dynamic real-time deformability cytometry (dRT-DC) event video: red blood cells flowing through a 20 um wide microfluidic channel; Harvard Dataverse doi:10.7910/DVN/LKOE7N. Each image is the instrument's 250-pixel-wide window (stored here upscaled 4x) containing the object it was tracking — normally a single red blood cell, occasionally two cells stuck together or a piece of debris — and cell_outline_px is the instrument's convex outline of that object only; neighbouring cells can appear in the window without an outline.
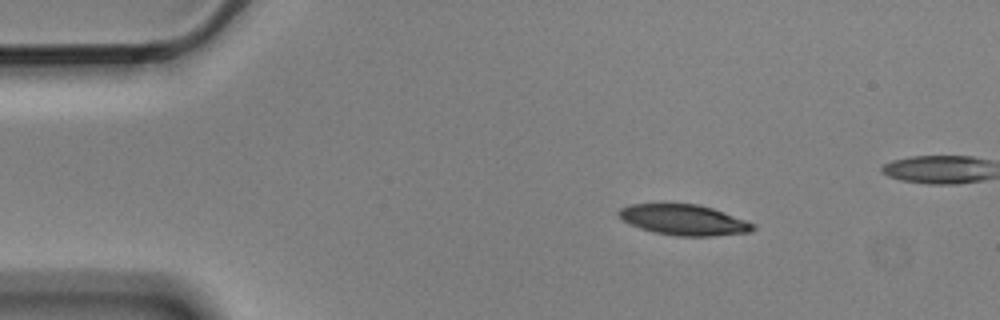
{"species": "Egyptian fruit bat (a non-hibernating species)", "species_latin": "Rousettus aegyptiacus", "temperature_condition": "cold", "stored_images_in_passage": 4, "camera_frame_rate_fps": 3000, "um_per_image_px": 0.085, "animal": {"sex": "male"}, "frame": {"image": 1, "passage_image": 2, "time_ms": 0.333, "image_size_px": [1000, 320], "cell_outline_px": [[756, 228], [752, 232], [712, 236], [676, 236], [656, 232], [640, 228], [624, 220], [616, 212], [620, 208], [632, 204], [696, 204], [712, 208], [756, 224]], "centroid_in_image_um": [58.17, 18.7], "position_along_channel_um": 26.8, "area_um2": 23.7}}